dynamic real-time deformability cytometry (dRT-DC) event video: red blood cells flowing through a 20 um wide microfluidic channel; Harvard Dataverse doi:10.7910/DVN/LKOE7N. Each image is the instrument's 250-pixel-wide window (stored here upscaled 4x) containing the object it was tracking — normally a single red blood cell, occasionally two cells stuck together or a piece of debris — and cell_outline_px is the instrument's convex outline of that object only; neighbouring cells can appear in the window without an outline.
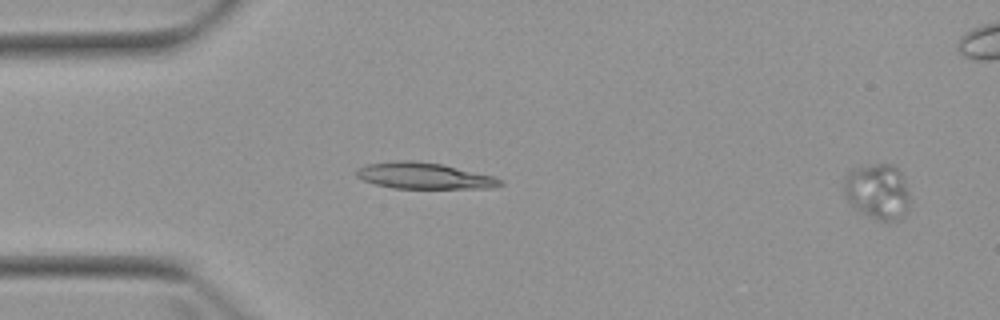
{"species": "Egyptian fruit bat (a non-hibernating species)", "species_latin": "Rousettus aegyptiacus", "temperature_condition": "warm", "stored_images_in_passage": 3, "camera_frame_rate_fps": 3000, "um_per_image_px": 0.085, "animal": {"sex": "female"}, "frame": {"image": 1, "passage_image": 3, "time_ms": 2.333, "image_size_px": [1000, 320], "cell_outline_px": [[908, 212], [904, 216], [888, 224], [868, 216], [860, 212], [848, 200], [844, 192], [844, 176], [852, 168], [868, 164], [892, 164], [904, 176], [908, 192]], "centroid_in_image_um": [74.6, 16.29], "position_along_channel_um": 10.4, "area_um2": 21.68}}